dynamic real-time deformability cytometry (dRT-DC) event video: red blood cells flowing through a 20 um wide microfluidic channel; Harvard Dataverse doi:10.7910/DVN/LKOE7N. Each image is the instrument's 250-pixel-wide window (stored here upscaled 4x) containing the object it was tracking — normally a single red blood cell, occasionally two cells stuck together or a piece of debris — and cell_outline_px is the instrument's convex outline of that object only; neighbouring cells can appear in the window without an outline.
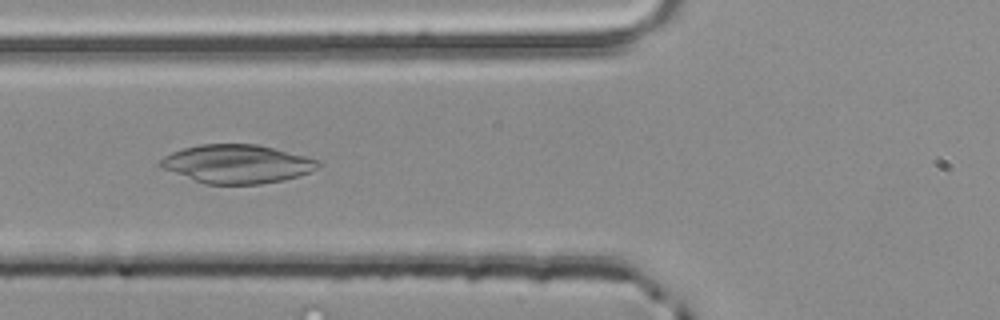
{"species": "common noctule bat (a hibernating species)", "species_latin": "Nyctalus noctula", "temperature_condition": "room temperature", "stored_images_in_passage": 3, "camera_frame_rate_fps": 3000, "um_per_image_px": 0.085, "animal": {"sex": "male", "body_mass_g": 20.4}, "frame": {"image": 1, "passage_image": 3, "time_ms": 0.667, "image_size_px": [1000, 320], "cell_outline_px": [[320, 164], [316, 168], [308, 172], [284, 180], [260, 184], [204, 184], [160, 168], [160, 160], [164, 156], [172, 152], [184, 148], [200, 144], [256, 144], [320, 160]], "centroid_in_image_um": [20.1, 13.94], "position_along_channel_um": 105.7, "area_um2": 35.2}}